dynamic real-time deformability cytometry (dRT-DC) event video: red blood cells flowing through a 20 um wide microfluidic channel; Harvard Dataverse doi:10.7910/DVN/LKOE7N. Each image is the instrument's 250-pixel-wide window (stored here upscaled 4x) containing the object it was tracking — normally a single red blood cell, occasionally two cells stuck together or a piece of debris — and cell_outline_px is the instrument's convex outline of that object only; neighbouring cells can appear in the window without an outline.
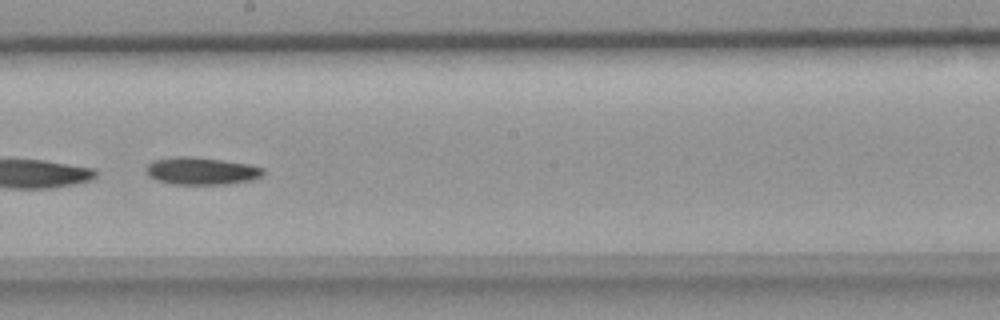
{"species": "common noctule bat (a hibernating species)", "species_latin": "Nyctalus noctula", "temperature_condition": "room temperature", "stored_images_in_passage": 32, "camera_frame_rate_fps": 3000, "um_per_image_px": 0.085, "animal": {"sex": "female", "body_mass_g": 18.4}, "frame": {"image": 1, "passage_image": 15, "time_ms": 4.667, "image_size_px": [1000, 320], "cell_outline_px": [[264, 172], [260, 176], [248, 180], [224, 184], [172, 184], [156, 180], [144, 168], [152, 160], [176, 156], [188, 156], [220, 160], [248, 164], [264, 168]], "centroid_in_image_um": [17.07, 14.52], "position_along_channel_um": 231.1, "area_um2": 18.38}}
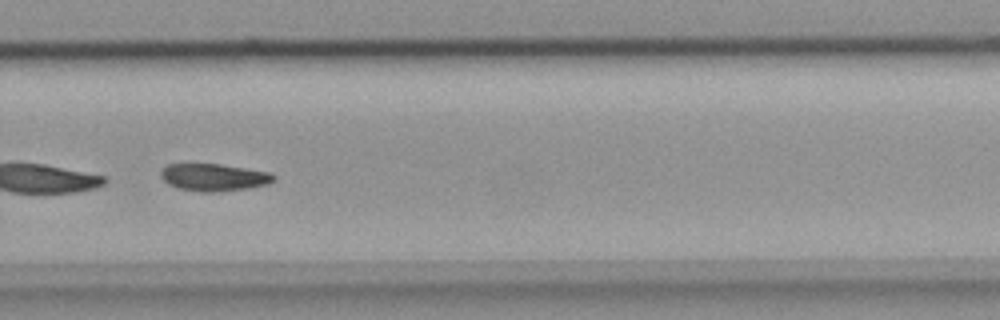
{"frame": {"image": 2, "passage_image": 20, "time_ms": 6.333, "image_size_px": [1000, 320], "cell_outline_px": [[276, 180], [268, 184], [248, 188], [216, 192], [200, 192], [180, 188], [168, 184], [160, 176], [160, 168], [168, 164], [220, 164], [272, 172], [276, 176]], "centroid_in_image_um": [18.2, 15.06], "position_along_channel_um": 311.6, "area_um2": 18.15}}
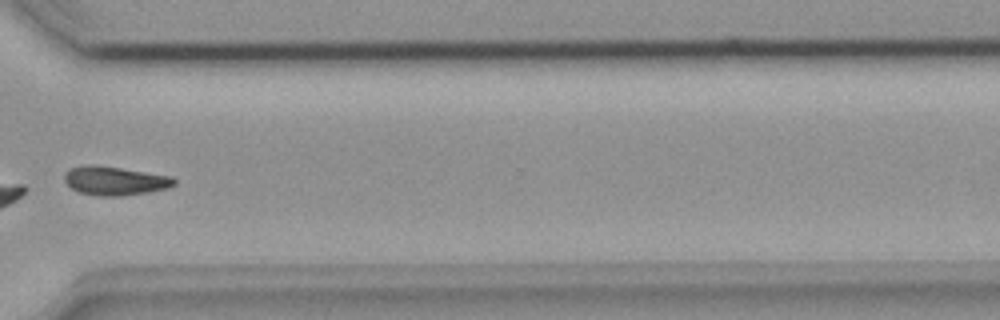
{"frame": {"image": 3, "passage_image": 23, "time_ms": 7.333, "image_size_px": [1000, 320], "cell_outline_px": [[176, 184], [168, 188], [148, 192], [120, 196], [96, 196], [80, 192], [72, 188], [64, 180], [64, 176], [72, 168], [88, 164], [92, 164], [120, 168], [172, 176], [176, 180]], "centroid_in_image_um": [9.8, 15.37], "position_along_channel_um": 360.8, "area_um2": 18.26}}